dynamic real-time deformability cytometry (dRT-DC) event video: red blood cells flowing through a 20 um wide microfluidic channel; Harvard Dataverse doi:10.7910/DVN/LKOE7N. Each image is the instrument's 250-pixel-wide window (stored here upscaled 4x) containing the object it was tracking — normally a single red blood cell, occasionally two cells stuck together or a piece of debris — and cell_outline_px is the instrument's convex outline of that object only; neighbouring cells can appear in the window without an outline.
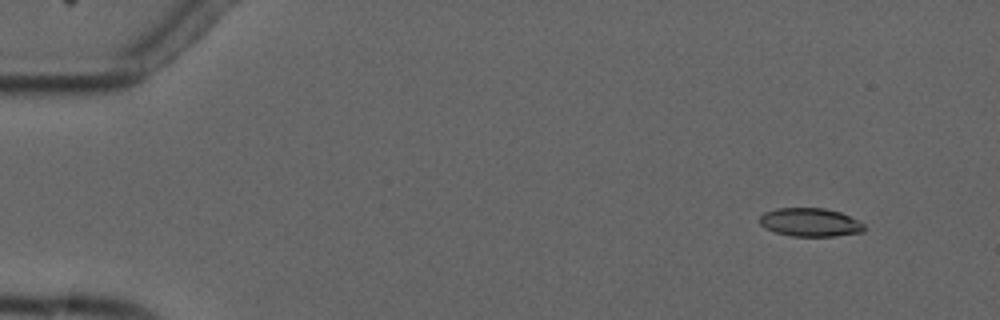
{"species": "common noctule bat (a hibernating species)", "species_latin": "Nyctalus noctula", "temperature_condition": "cold", "stored_images_in_passage": 4, "camera_frame_rate_fps": 3000, "um_per_image_px": 0.085, "animal": {"sex": "male", "forearm_length_mm": 52.5}, "frame": {"image": 1, "passage_image": 1, "time_ms": 0.0, "image_size_px": [1000, 320], "cell_outline_px": [[864, 232], [836, 236], [792, 236], [776, 232], [764, 228], [760, 224], [760, 216], [764, 212], [776, 208], [824, 208], [840, 212], [864, 224]], "centroid_in_image_um": [68.84, 18.9], "position_along_channel_um": 16.2, "area_um2": 17.28}}